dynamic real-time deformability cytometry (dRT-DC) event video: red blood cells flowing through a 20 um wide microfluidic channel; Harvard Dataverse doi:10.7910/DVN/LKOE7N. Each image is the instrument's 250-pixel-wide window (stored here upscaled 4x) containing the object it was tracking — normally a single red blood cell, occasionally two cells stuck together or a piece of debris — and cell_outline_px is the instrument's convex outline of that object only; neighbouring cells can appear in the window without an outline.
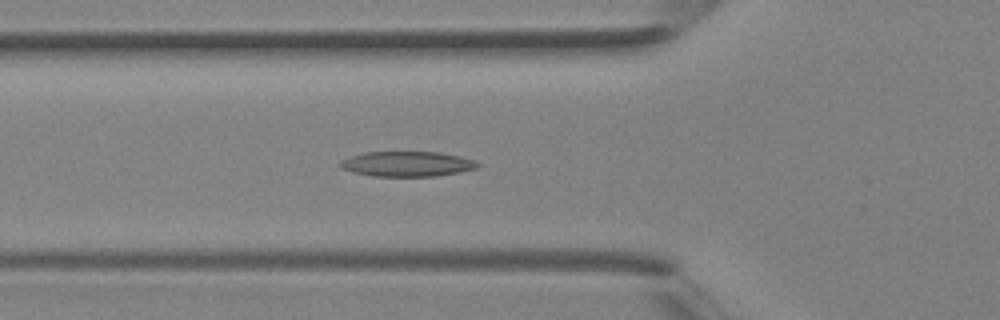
{"species": "Egyptian fruit bat (a non-hibernating species)", "species_latin": "Rousettus aegyptiacus", "temperature_condition": "room temperature", "stored_images_in_passage": 32, "camera_frame_rate_fps": 3000, "um_per_image_px": 0.085, "animal": {"sex": "female"}, "frame": {"image": 1, "passage_image": 6, "time_ms": 1.667, "image_size_px": [1000, 320], "cell_outline_px": [[480, 164], [476, 168], [460, 172], [436, 176], [372, 176], [352, 172], [340, 168], [340, 160], [348, 156], [364, 152], [440, 152], [460, 156], [476, 160]], "centroid_in_image_um": [34.58, 13.93], "position_along_channel_um": 91.2, "area_um2": 20.29}}
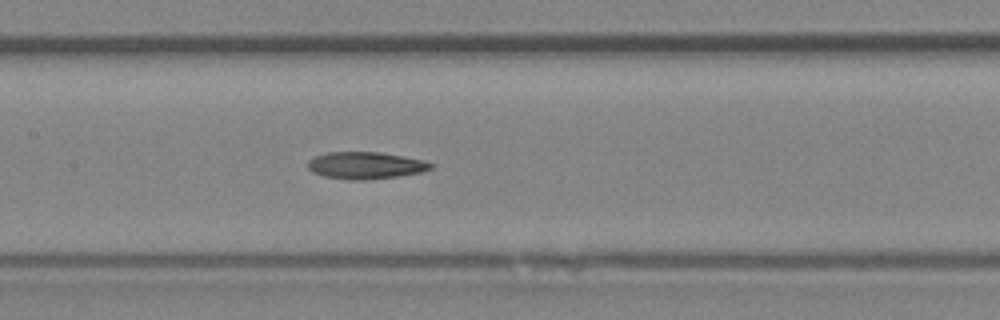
{"frame": {"image": 2, "passage_image": 11, "time_ms": 3.333, "image_size_px": [1000, 320], "cell_outline_px": [[432, 168], [420, 172], [396, 176], [364, 180], [352, 180], [324, 176], [312, 172], [308, 168], [308, 160], [316, 156], [328, 152], [380, 152], [424, 160], [432, 164]], "centroid_in_image_um": [31.04, 14.05], "position_along_channel_um": 176.4, "area_um2": 19.13}}
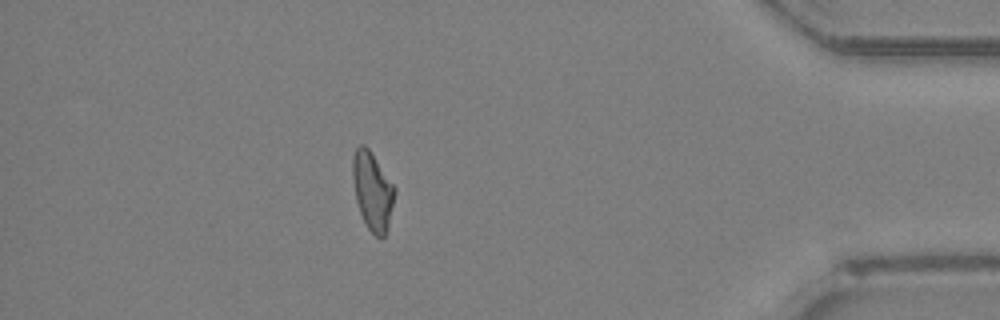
{"frame": {"image": 3, "passage_image": 27, "time_ms": 8.667, "image_size_px": [1000, 320], "cell_outline_px": [[396, 192], [388, 224], [384, 236], [376, 236], [368, 228], [360, 212], [356, 200], [352, 176], [352, 156], [356, 148], [360, 144], [364, 144], [368, 148], [396, 188]], "centroid_in_image_um": [31.65, 16.19], "position_along_channel_um": 403.6, "area_um2": 18.84}}